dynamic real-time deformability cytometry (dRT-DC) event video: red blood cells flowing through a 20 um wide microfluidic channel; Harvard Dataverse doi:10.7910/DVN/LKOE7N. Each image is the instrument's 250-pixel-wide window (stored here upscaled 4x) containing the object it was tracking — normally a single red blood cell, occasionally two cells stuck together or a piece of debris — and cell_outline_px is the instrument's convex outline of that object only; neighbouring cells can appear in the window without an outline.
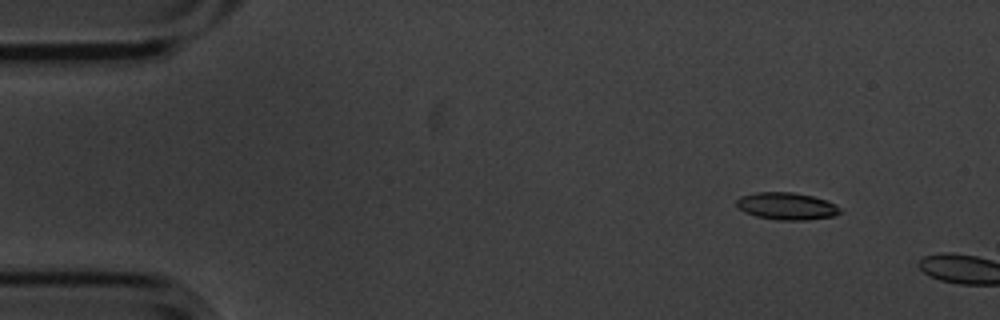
{"species": "common noctule bat (a hibernating species)", "species_latin": "Nyctalus noctula", "temperature_condition": "cold", "stored_images_in_passage": 4, "camera_frame_rate_fps": 3000, "um_per_image_px": 0.085, "animal": {"sex": "male", "body_mass_g": 20.1, "forearm_length_mm": 53.5}, "frame": {"image": 1, "passage_image": 2, "time_ms": 0.333, "image_size_px": [1000, 320], "cell_outline_px": [[844, 212], [836, 216], [808, 220], [776, 220], [756, 216], [744, 212], [736, 208], [736, 200], [740, 196], [756, 192], [792, 192], [812, 196], [836, 204]], "centroid_in_image_um": [66.87, 17.53], "position_along_channel_um": 18.1, "area_um2": 16.7}}